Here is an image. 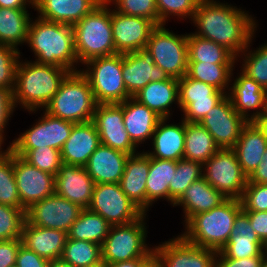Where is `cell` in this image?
I'll list each match as a JSON object with an SVG mask.
<instances>
[{"label": "cell", "mask_w": 267, "mask_h": 267, "mask_svg": "<svg viewBox=\"0 0 267 267\" xmlns=\"http://www.w3.org/2000/svg\"><path fill=\"white\" fill-rule=\"evenodd\" d=\"M241 8L217 0L199 1L191 20L197 28L193 34L214 41L237 58L253 43L258 27L255 17Z\"/></svg>", "instance_id": "6da1fadb"}, {"label": "cell", "mask_w": 267, "mask_h": 267, "mask_svg": "<svg viewBox=\"0 0 267 267\" xmlns=\"http://www.w3.org/2000/svg\"><path fill=\"white\" fill-rule=\"evenodd\" d=\"M70 73L64 67L40 64L20 57L12 92L14 108L18 104L30 114L43 109L58 92L61 83ZM35 111V112H34Z\"/></svg>", "instance_id": "7a4b0ae2"}, {"label": "cell", "mask_w": 267, "mask_h": 267, "mask_svg": "<svg viewBox=\"0 0 267 267\" xmlns=\"http://www.w3.org/2000/svg\"><path fill=\"white\" fill-rule=\"evenodd\" d=\"M35 18L30 21L26 43L35 54V62L80 71L73 26Z\"/></svg>", "instance_id": "3957f363"}, {"label": "cell", "mask_w": 267, "mask_h": 267, "mask_svg": "<svg viewBox=\"0 0 267 267\" xmlns=\"http://www.w3.org/2000/svg\"><path fill=\"white\" fill-rule=\"evenodd\" d=\"M242 211L240 200L226 199L219 206L192 216L180 235L188 242L220 251L228 242L237 215Z\"/></svg>", "instance_id": "277c9868"}, {"label": "cell", "mask_w": 267, "mask_h": 267, "mask_svg": "<svg viewBox=\"0 0 267 267\" xmlns=\"http://www.w3.org/2000/svg\"><path fill=\"white\" fill-rule=\"evenodd\" d=\"M73 29L79 64L117 53L112 34L110 4L106 0L74 24Z\"/></svg>", "instance_id": "5b68a950"}, {"label": "cell", "mask_w": 267, "mask_h": 267, "mask_svg": "<svg viewBox=\"0 0 267 267\" xmlns=\"http://www.w3.org/2000/svg\"><path fill=\"white\" fill-rule=\"evenodd\" d=\"M97 102L87 78L80 72H70L58 92L44 107L51 116L73 123L93 120Z\"/></svg>", "instance_id": "8992f818"}, {"label": "cell", "mask_w": 267, "mask_h": 267, "mask_svg": "<svg viewBox=\"0 0 267 267\" xmlns=\"http://www.w3.org/2000/svg\"><path fill=\"white\" fill-rule=\"evenodd\" d=\"M147 214L134 222L124 225H113L102 244L103 264H112L137 258H150L154 247L146 244Z\"/></svg>", "instance_id": "52a82bcc"}, {"label": "cell", "mask_w": 267, "mask_h": 267, "mask_svg": "<svg viewBox=\"0 0 267 267\" xmlns=\"http://www.w3.org/2000/svg\"><path fill=\"white\" fill-rule=\"evenodd\" d=\"M80 72L87 78L97 104L122 103L131 96L122 74V54L96 57L83 64Z\"/></svg>", "instance_id": "ba28073f"}, {"label": "cell", "mask_w": 267, "mask_h": 267, "mask_svg": "<svg viewBox=\"0 0 267 267\" xmlns=\"http://www.w3.org/2000/svg\"><path fill=\"white\" fill-rule=\"evenodd\" d=\"M146 50L152 55L155 65L169 77L181 79L188 65L187 33L177 35L165 25L157 26L150 34Z\"/></svg>", "instance_id": "9c48e42d"}, {"label": "cell", "mask_w": 267, "mask_h": 267, "mask_svg": "<svg viewBox=\"0 0 267 267\" xmlns=\"http://www.w3.org/2000/svg\"><path fill=\"white\" fill-rule=\"evenodd\" d=\"M203 177L227 199L240 200L248 182L232 149H219L203 164Z\"/></svg>", "instance_id": "30bf717a"}, {"label": "cell", "mask_w": 267, "mask_h": 267, "mask_svg": "<svg viewBox=\"0 0 267 267\" xmlns=\"http://www.w3.org/2000/svg\"><path fill=\"white\" fill-rule=\"evenodd\" d=\"M88 209L101 215L111 226L134 222L144 214L126 196L119 183L95 184Z\"/></svg>", "instance_id": "8fae6325"}, {"label": "cell", "mask_w": 267, "mask_h": 267, "mask_svg": "<svg viewBox=\"0 0 267 267\" xmlns=\"http://www.w3.org/2000/svg\"><path fill=\"white\" fill-rule=\"evenodd\" d=\"M43 115L25 132L20 133L8 149H37L52 147L61 150L70 136L75 123L51 116L42 109Z\"/></svg>", "instance_id": "7c38bea8"}, {"label": "cell", "mask_w": 267, "mask_h": 267, "mask_svg": "<svg viewBox=\"0 0 267 267\" xmlns=\"http://www.w3.org/2000/svg\"><path fill=\"white\" fill-rule=\"evenodd\" d=\"M179 107L183 119L200 123L207 113L226 95L214 86L194 80L187 75L178 80Z\"/></svg>", "instance_id": "4fadbf2b"}, {"label": "cell", "mask_w": 267, "mask_h": 267, "mask_svg": "<svg viewBox=\"0 0 267 267\" xmlns=\"http://www.w3.org/2000/svg\"><path fill=\"white\" fill-rule=\"evenodd\" d=\"M83 209L54 193L26 209V222L68 233Z\"/></svg>", "instance_id": "5bb4252c"}, {"label": "cell", "mask_w": 267, "mask_h": 267, "mask_svg": "<svg viewBox=\"0 0 267 267\" xmlns=\"http://www.w3.org/2000/svg\"><path fill=\"white\" fill-rule=\"evenodd\" d=\"M248 122L234 109L232 101L226 94L200 124L212 135L219 149H232Z\"/></svg>", "instance_id": "9a60e30c"}, {"label": "cell", "mask_w": 267, "mask_h": 267, "mask_svg": "<svg viewBox=\"0 0 267 267\" xmlns=\"http://www.w3.org/2000/svg\"><path fill=\"white\" fill-rule=\"evenodd\" d=\"M163 267H216L217 251L186 241L181 235L155 245Z\"/></svg>", "instance_id": "2e32d148"}, {"label": "cell", "mask_w": 267, "mask_h": 267, "mask_svg": "<svg viewBox=\"0 0 267 267\" xmlns=\"http://www.w3.org/2000/svg\"><path fill=\"white\" fill-rule=\"evenodd\" d=\"M123 118V102L97 104L92 121L97 128L101 144L133 155L138 153V147L126 132Z\"/></svg>", "instance_id": "e0dca14e"}, {"label": "cell", "mask_w": 267, "mask_h": 267, "mask_svg": "<svg viewBox=\"0 0 267 267\" xmlns=\"http://www.w3.org/2000/svg\"><path fill=\"white\" fill-rule=\"evenodd\" d=\"M13 169L21 206L25 210L55 193L54 175L30 165L14 153Z\"/></svg>", "instance_id": "ac0fdd59"}, {"label": "cell", "mask_w": 267, "mask_h": 267, "mask_svg": "<svg viewBox=\"0 0 267 267\" xmlns=\"http://www.w3.org/2000/svg\"><path fill=\"white\" fill-rule=\"evenodd\" d=\"M111 8V26L115 51L136 52L145 49L157 25L148 18L120 14Z\"/></svg>", "instance_id": "d6986e66"}, {"label": "cell", "mask_w": 267, "mask_h": 267, "mask_svg": "<svg viewBox=\"0 0 267 267\" xmlns=\"http://www.w3.org/2000/svg\"><path fill=\"white\" fill-rule=\"evenodd\" d=\"M122 74L125 88L131 97L150 82L170 78L164 70L155 65L152 55L146 49L122 54Z\"/></svg>", "instance_id": "ffe728a7"}, {"label": "cell", "mask_w": 267, "mask_h": 267, "mask_svg": "<svg viewBox=\"0 0 267 267\" xmlns=\"http://www.w3.org/2000/svg\"><path fill=\"white\" fill-rule=\"evenodd\" d=\"M95 182L85 167L62 164L55 176V193L88 209L91 205Z\"/></svg>", "instance_id": "44dd1931"}, {"label": "cell", "mask_w": 267, "mask_h": 267, "mask_svg": "<svg viewBox=\"0 0 267 267\" xmlns=\"http://www.w3.org/2000/svg\"><path fill=\"white\" fill-rule=\"evenodd\" d=\"M233 80L228 92L233 107L247 122H253L266 110L267 90L242 71Z\"/></svg>", "instance_id": "7402d4cb"}, {"label": "cell", "mask_w": 267, "mask_h": 267, "mask_svg": "<svg viewBox=\"0 0 267 267\" xmlns=\"http://www.w3.org/2000/svg\"><path fill=\"white\" fill-rule=\"evenodd\" d=\"M100 144L99 134L93 121L76 123L60 150L62 163L85 167L89 157Z\"/></svg>", "instance_id": "603a6c76"}, {"label": "cell", "mask_w": 267, "mask_h": 267, "mask_svg": "<svg viewBox=\"0 0 267 267\" xmlns=\"http://www.w3.org/2000/svg\"><path fill=\"white\" fill-rule=\"evenodd\" d=\"M170 118H161L152 136V151H144L149 157L179 161L183 159L185 144V121L167 124Z\"/></svg>", "instance_id": "cb8c5ba5"}, {"label": "cell", "mask_w": 267, "mask_h": 267, "mask_svg": "<svg viewBox=\"0 0 267 267\" xmlns=\"http://www.w3.org/2000/svg\"><path fill=\"white\" fill-rule=\"evenodd\" d=\"M103 0H36L38 17L56 23L74 25L89 14Z\"/></svg>", "instance_id": "d4e9b609"}, {"label": "cell", "mask_w": 267, "mask_h": 267, "mask_svg": "<svg viewBox=\"0 0 267 267\" xmlns=\"http://www.w3.org/2000/svg\"><path fill=\"white\" fill-rule=\"evenodd\" d=\"M129 155L100 144L85 166L95 184L120 183Z\"/></svg>", "instance_id": "484cf974"}, {"label": "cell", "mask_w": 267, "mask_h": 267, "mask_svg": "<svg viewBox=\"0 0 267 267\" xmlns=\"http://www.w3.org/2000/svg\"><path fill=\"white\" fill-rule=\"evenodd\" d=\"M68 234L62 230L38 227L25 222L21 235L22 245L48 260L60 259Z\"/></svg>", "instance_id": "4316f807"}, {"label": "cell", "mask_w": 267, "mask_h": 267, "mask_svg": "<svg viewBox=\"0 0 267 267\" xmlns=\"http://www.w3.org/2000/svg\"><path fill=\"white\" fill-rule=\"evenodd\" d=\"M149 172V156L144 152L129 155L125 163L120 186L126 196L146 213V180Z\"/></svg>", "instance_id": "83f0119b"}, {"label": "cell", "mask_w": 267, "mask_h": 267, "mask_svg": "<svg viewBox=\"0 0 267 267\" xmlns=\"http://www.w3.org/2000/svg\"><path fill=\"white\" fill-rule=\"evenodd\" d=\"M123 122L131 141L139 147L146 140H151L156 126L161 119L146 105L133 97L123 101Z\"/></svg>", "instance_id": "f1b7e54d"}, {"label": "cell", "mask_w": 267, "mask_h": 267, "mask_svg": "<svg viewBox=\"0 0 267 267\" xmlns=\"http://www.w3.org/2000/svg\"><path fill=\"white\" fill-rule=\"evenodd\" d=\"M226 257L240 259L259 256L263 242L251 226L248 215L242 210L236 217L230 238L220 250Z\"/></svg>", "instance_id": "f546056e"}, {"label": "cell", "mask_w": 267, "mask_h": 267, "mask_svg": "<svg viewBox=\"0 0 267 267\" xmlns=\"http://www.w3.org/2000/svg\"><path fill=\"white\" fill-rule=\"evenodd\" d=\"M227 198L204 177L190 184L183 195L174 203L175 206L183 207L184 224L195 214L207 212L224 202Z\"/></svg>", "instance_id": "4dcf8cb0"}, {"label": "cell", "mask_w": 267, "mask_h": 267, "mask_svg": "<svg viewBox=\"0 0 267 267\" xmlns=\"http://www.w3.org/2000/svg\"><path fill=\"white\" fill-rule=\"evenodd\" d=\"M139 103L146 105L161 118H169L173 113L172 105L179 107L178 79L169 78L165 81L150 82L133 96ZM171 107V108H170Z\"/></svg>", "instance_id": "1f68e13d"}, {"label": "cell", "mask_w": 267, "mask_h": 267, "mask_svg": "<svg viewBox=\"0 0 267 267\" xmlns=\"http://www.w3.org/2000/svg\"><path fill=\"white\" fill-rule=\"evenodd\" d=\"M267 147V140L254 122H248L242 129L241 135L232 148L237 160L247 177L262 161Z\"/></svg>", "instance_id": "d6a6232c"}, {"label": "cell", "mask_w": 267, "mask_h": 267, "mask_svg": "<svg viewBox=\"0 0 267 267\" xmlns=\"http://www.w3.org/2000/svg\"><path fill=\"white\" fill-rule=\"evenodd\" d=\"M177 169V161L149 157L146 180V212L159 199L169 202V183Z\"/></svg>", "instance_id": "836d02e7"}, {"label": "cell", "mask_w": 267, "mask_h": 267, "mask_svg": "<svg viewBox=\"0 0 267 267\" xmlns=\"http://www.w3.org/2000/svg\"><path fill=\"white\" fill-rule=\"evenodd\" d=\"M27 8L0 7V44L19 50L27 43L30 18Z\"/></svg>", "instance_id": "e575fe53"}, {"label": "cell", "mask_w": 267, "mask_h": 267, "mask_svg": "<svg viewBox=\"0 0 267 267\" xmlns=\"http://www.w3.org/2000/svg\"><path fill=\"white\" fill-rule=\"evenodd\" d=\"M212 135L200 123L185 121V144L183 158L202 165L217 151Z\"/></svg>", "instance_id": "d590c367"}, {"label": "cell", "mask_w": 267, "mask_h": 267, "mask_svg": "<svg viewBox=\"0 0 267 267\" xmlns=\"http://www.w3.org/2000/svg\"><path fill=\"white\" fill-rule=\"evenodd\" d=\"M188 62L235 64L236 57L225 47L212 40L187 33Z\"/></svg>", "instance_id": "8d00e7d4"}, {"label": "cell", "mask_w": 267, "mask_h": 267, "mask_svg": "<svg viewBox=\"0 0 267 267\" xmlns=\"http://www.w3.org/2000/svg\"><path fill=\"white\" fill-rule=\"evenodd\" d=\"M234 68L235 64L188 62L186 75L194 80L210 84L228 94L229 85L233 81L232 78H234Z\"/></svg>", "instance_id": "74e56055"}, {"label": "cell", "mask_w": 267, "mask_h": 267, "mask_svg": "<svg viewBox=\"0 0 267 267\" xmlns=\"http://www.w3.org/2000/svg\"><path fill=\"white\" fill-rule=\"evenodd\" d=\"M111 225L99 214L83 209L68 231V238L102 245Z\"/></svg>", "instance_id": "f35d334b"}, {"label": "cell", "mask_w": 267, "mask_h": 267, "mask_svg": "<svg viewBox=\"0 0 267 267\" xmlns=\"http://www.w3.org/2000/svg\"><path fill=\"white\" fill-rule=\"evenodd\" d=\"M72 267H93L103 263L102 245L67 238L60 258Z\"/></svg>", "instance_id": "ab89813d"}, {"label": "cell", "mask_w": 267, "mask_h": 267, "mask_svg": "<svg viewBox=\"0 0 267 267\" xmlns=\"http://www.w3.org/2000/svg\"><path fill=\"white\" fill-rule=\"evenodd\" d=\"M0 204L25 210L21 206L13 169V153L6 148L0 154Z\"/></svg>", "instance_id": "60d3db41"}, {"label": "cell", "mask_w": 267, "mask_h": 267, "mask_svg": "<svg viewBox=\"0 0 267 267\" xmlns=\"http://www.w3.org/2000/svg\"><path fill=\"white\" fill-rule=\"evenodd\" d=\"M203 165L199 162L180 159L169 183V202L174 203L183 195L191 183L203 177Z\"/></svg>", "instance_id": "b9f144b4"}, {"label": "cell", "mask_w": 267, "mask_h": 267, "mask_svg": "<svg viewBox=\"0 0 267 267\" xmlns=\"http://www.w3.org/2000/svg\"><path fill=\"white\" fill-rule=\"evenodd\" d=\"M250 46L249 44L236 58V60L240 56V59L243 58L240 71L267 90V43L257 47L256 50H251Z\"/></svg>", "instance_id": "7bdbcfd3"}, {"label": "cell", "mask_w": 267, "mask_h": 267, "mask_svg": "<svg viewBox=\"0 0 267 267\" xmlns=\"http://www.w3.org/2000/svg\"><path fill=\"white\" fill-rule=\"evenodd\" d=\"M15 155L22 157L30 165L54 176L58 173L62 163L61 152L52 147L37 149H9Z\"/></svg>", "instance_id": "ee69618b"}, {"label": "cell", "mask_w": 267, "mask_h": 267, "mask_svg": "<svg viewBox=\"0 0 267 267\" xmlns=\"http://www.w3.org/2000/svg\"><path fill=\"white\" fill-rule=\"evenodd\" d=\"M26 210L0 204V241L21 238Z\"/></svg>", "instance_id": "f6af8a7d"}, {"label": "cell", "mask_w": 267, "mask_h": 267, "mask_svg": "<svg viewBox=\"0 0 267 267\" xmlns=\"http://www.w3.org/2000/svg\"><path fill=\"white\" fill-rule=\"evenodd\" d=\"M114 4V10L120 14L148 18L157 26L162 25L159 19L156 0H106Z\"/></svg>", "instance_id": "bcb514c9"}, {"label": "cell", "mask_w": 267, "mask_h": 267, "mask_svg": "<svg viewBox=\"0 0 267 267\" xmlns=\"http://www.w3.org/2000/svg\"><path fill=\"white\" fill-rule=\"evenodd\" d=\"M199 1L200 0H156V7L162 25H166V21L168 23L171 16H175L181 21L186 18H191L192 20Z\"/></svg>", "instance_id": "7dc6e473"}, {"label": "cell", "mask_w": 267, "mask_h": 267, "mask_svg": "<svg viewBox=\"0 0 267 267\" xmlns=\"http://www.w3.org/2000/svg\"><path fill=\"white\" fill-rule=\"evenodd\" d=\"M21 52L13 47L0 44V87L13 92L16 70Z\"/></svg>", "instance_id": "c3c4849f"}, {"label": "cell", "mask_w": 267, "mask_h": 267, "mask_svg": "<svg viewBox=\"0 0 267 267\" xmlns=\"http://www.w3.org/2000/svg\"><path fill=\"white\" fill-rule=\"evenodd\" d=\"M240 202L243 211H267V184L247 182Z\"/></svg>", "instance_id": "681fc988"}, {"label": "cell", "mask_w": 267, "mask_h": 267, "mask_svg": "<svg viewBox=\"0 0 267 267\" xmlns=\"http://www.w3.org/2000/svg\"><path fill=\"white\" fill-rule=\"evenodd\" d=\"M14 110L15 108L12 101V92L9 89L0 87V145L4 144V132L9 124V120L15 112Z\"/></svg>", "instance_id": "f907efd6"}, {"label": "cell", "mask_w": 267, "mask_h": 267, "mask_svg": "<svg viewBox=\"0 0 267 267\" xmlns=\"http://www.w3.org/2000/svg\"><path fill=\"white\" fill-rule=\"evenodd\" d=\"M265 254L262 252L259 256L247 258H228L221 251L216 255V267H261Z\"/></svg>", "instance_id": "816d5d0a"}, {"label": "cell", "mask_w": 267, "mask_h": 267, "mask_svg": "<svg viewBox=\"0 0 267 267\" xmlns=\"http://www.w3.org/2000/svg\"><path fill=\"white\" fill-rule=\"evenodd\" d=\"M21 245L20 238L0 241V267L15 265L17 252Z\"/></svg>", "instance_id": "f5cc1de1"}, {"label": "cell", "mask_w": 267, "mask_h": 267, "mask_svg": "<svg viewBox=\"0 0 267 267\" xmlns=\"http://www.w3.org/2000/svg\"><path fill=\"white\" fill-rule=\"evenodd\" d=\"M48 263V259L21 245L17 252L15 264L19 267H48Z\"/></svg>", "instance_id": "db71d44e"}, {"label": "cell", "mask_w": 267, "mask_h": 267, "mask_svg": "<svg viewBox=\"0 0 267 267\" xmlns=\"http://www.w3.org/2000/svg\"><path fill=\"white\" fill-rule=\"evenodd\" d=\"M259 239L267 240V211H244Z\"/></svg>", "instance_id": "11a10c76"}, {"label": "cell", "mask_w": 267, "mask_h": 267, "mask_svg": "<svg viewBox=\"0 0 267 267\" xmlns=\"http://www.w3.org/2000/svg\"><path fill=\"white\" fill-rule=\"evenodd\" d=\"M248 182L257 184H267V147L263 154L262 161L257 168L248 176Z\"/></svg>", "instance_id": "9f6ffc18"}, {"label": "cell", "mask_w": 267, "mask_h": 267, "mask_svg": "<svg viewBox=\"0 0 267 267\" xmlns=\"http://www.w3.org/2000/svg\"><path fill=\"white\" fill-rule=\"evenodd\" d=\"M27 6H31L32 8H34V5L30 0H0V7L11 9L31 8Z\"/></svg>", "instance_id": "6f0895ef"}, {"label": "cell", "mask_w": 267, "mask_h": 267, "mask_svg": "<svg viewBox=\"0 0 267 267\" xmlns=\"http://www.w3.org/2000/svg\"><path fill=\"white\" fill-rule=\"evenodd\" d=\"M149 258H137L122 262L106 264L105 267H141Z\"/></svg>", "instance_id": "680465c9"}, {"label": "cell", "mask_w": 267, "mask_h": 267, "mask_svg": "<svg viewBox=\"0 0 267 267\" xmlns=\"http://www.w3.org/2000/svg\"><path fill=\"white\" fill-rule=\"evenodd\" d=\"M253 122L261 130L264 138L267 140V111L265 110Z\"/></svg>", "instance_id": "91938a15"}, {"label": "cell", "mask_w": 267, "mask_h": 267, "mask_svg": "<svg viewBox=\"0 0 267 267\" xmlns=\"http://www.w3.org/2000/svg\"><path fill=\"white\" fill-rule=\"evenodd\" d=\"M141 267H163L158 257L153 254Z\"/></svg>", "instance_id": "94428289"}, {"label": "cell", "mask_w": 267, "mask_h": 267, "mask_svg": "<svg viewBox=\"0 0 267 267\" xmlns=\"http://www.w3.org/2000/svg\"><path fill=\"white\" fill-rule=\"evenodd\" d=\"M48 267H72V266L62 261L61 259H57V260H49Z\"/></svg>", "instance_id": "6125c7cd"}, {"label": "cell", "mask_w": 267, "mask_h": 267, "mask_svg": "<svg viewBox=\"0 0 267 267\" xmlns=\"http://www.w3.org/2000/svg\"><path fill=\"white\" fill-rule=\"evenodd\" d=\"M263 253L265 254V257L267 258V240L263 242Z\"/></svg>", "instance_id": "be15d7a7"}, {"label": "cell", "mask_w": 267, "mask_h": 267, "mask_svg": "<svg viewBox=\"0 0 267 267\" xmlns=\"http://www.w3.org/2000/svg\"><path fill=\"white\" fill-rule=\"evenodd\" d=\"M261 267H267V258L266 257L263 260Z\"/></svg>", "instance_id": "e7e4bbea"}, {"label": "cell", "mask_w": 267, "mask_h": 267, "mask_svg": "<svg viewBox=\"0 0 267 267\" xmlns=\"http://www.w3.org/2000/svg\"><path fill=\"white\" fill-rule=\"evenodd\" d=\"M93 267H105V265L102 263L100 265H96V266H93Z\"/></svg>", "instance_id": "03108f58"}, {"label": "cell", "mask_w": 267, "mask_h": 267, "mask_svg": "<svg viewBox=\"0 0 267 267\" xmlns=\"http://www.w3.org/2000/svg\"><path fill=\"white\" fill-rule=\"evenodd\" d=\"M2 146H4V145H0V154L3 152L2 150Z\"/></svg>", "instance_id": "003e7915"}]
</instances>
